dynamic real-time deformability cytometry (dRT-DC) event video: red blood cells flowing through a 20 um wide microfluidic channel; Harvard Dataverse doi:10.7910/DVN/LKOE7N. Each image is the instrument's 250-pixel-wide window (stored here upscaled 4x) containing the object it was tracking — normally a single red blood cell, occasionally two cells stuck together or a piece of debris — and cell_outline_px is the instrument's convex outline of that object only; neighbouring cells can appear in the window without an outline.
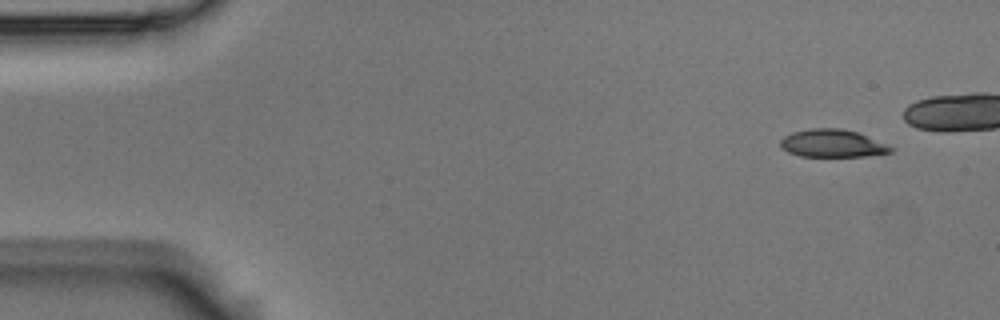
{"species": "Egyptian fruit bat (a non-hibernating species)", "species_latin": "Rousettus aegyptiacus", "temperature_condition": "room temperature", "stored_images_in_passage": 7, "camera_frame_rate_fps": 3000, "um_per_image_px": 0.085, "animal": {"sex": "male"}, "frame": {"image": 1, "passage_image": 1, "time_ms": 0.0, "image_size_px": [1000, 320], "cell_outline_px": [[896, 148], [892, 152], [864, 156], [800, 156], [788, 152], [780, 148], [780, 140], [784, 136], [792, 132], [812, 128], [840, 128], [856, 132]], "centroid_in_image_um": [70.72, 12.19], "position_along_channel_um": 14.3, "area_um2": 17.74}}
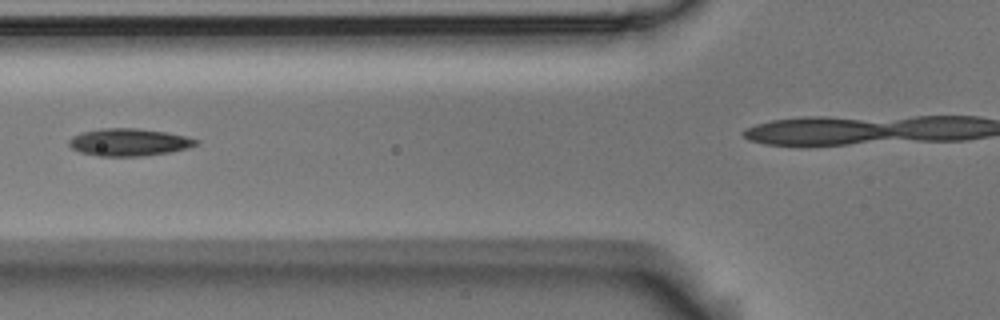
{"frame": {"image": 2, "passage_image": 6, "time_ms": 1.667, "image_size_px": [1000, 320], "cell_outline_px": [[200, 144], [188, 148], [172, 152], [144, 156], [96, 156], [80, 152], [72, 148], [68, 144], [68, 140], [72, 136], [84, 132], [100, 128], [136, 128], [164, 132], [184, 136], [200, 140]], "centroid_in_image_um": [10.97, 12.1], "position_along_channel_um": 114.8, "area_um2": 20.4}}